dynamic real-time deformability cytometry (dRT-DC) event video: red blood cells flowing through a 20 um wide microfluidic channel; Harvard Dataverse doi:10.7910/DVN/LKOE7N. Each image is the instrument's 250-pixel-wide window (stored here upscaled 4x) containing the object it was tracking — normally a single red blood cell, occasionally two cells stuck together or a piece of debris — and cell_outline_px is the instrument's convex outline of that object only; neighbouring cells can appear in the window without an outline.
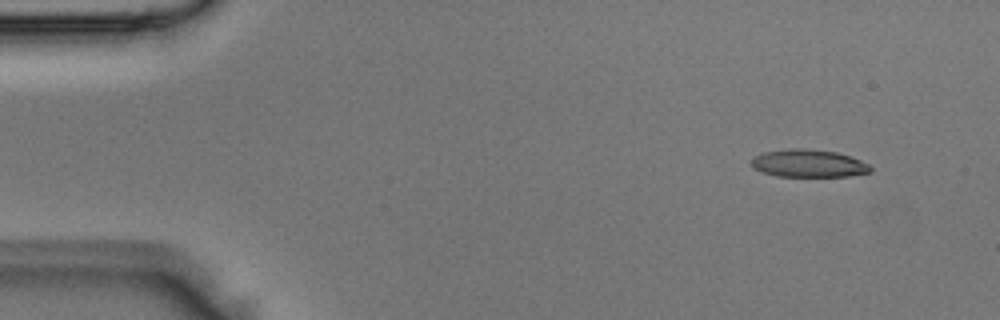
{"species": "Egyptian fruit bat (a non-hibernating species)", "species_latin": "Rousettus aegyptiacus", "temperature_condition": "room temperature", "stored_images_in_passage": 3, "camera_frame_rate_fps": 3000, "um_per_image_px": 0.085, "animal": {"sex": "male"}, "frame": {"image": 1, "passage_image": 1, "time_ms": 0.0, "image_size_px": [1000, 320], "cell_outline_px": [[872, 172], [848, 176], [776, 176], [764, 172], [756, 168], [752, 164], [752, 156], [764, 152], [788, 148], [804, 148], [836, 152], [860, 160], [868, 164], [872, 168]], "centroid_in_image_um": [68.73, 13.88], "position_along_channel_um": 16.3, "area_um2": 19.07}}